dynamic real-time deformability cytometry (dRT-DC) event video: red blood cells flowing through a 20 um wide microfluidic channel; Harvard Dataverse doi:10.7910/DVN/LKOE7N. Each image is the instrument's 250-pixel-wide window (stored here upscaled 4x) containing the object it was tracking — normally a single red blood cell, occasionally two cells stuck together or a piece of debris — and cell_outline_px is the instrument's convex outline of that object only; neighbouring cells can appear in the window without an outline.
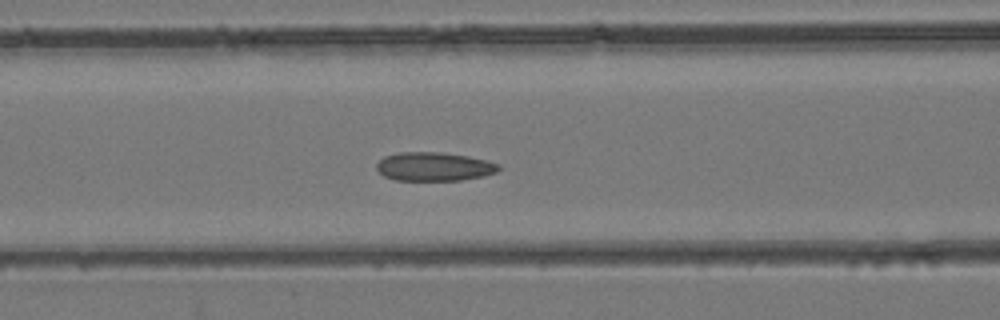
{"species": "common noctule bat (a hibernating species)", "species_latin": "Nyctalus noctula", "temperature_condition": "room temperature", "stored_images_in_passage": 36, "camera_frame_rate_fps": 3000, "um_per_image_px": 0.085, "animal": {"sex": "female", "body_mass_g": 24.6, "forearm_length_mm": 56.2}, "frame": {"image": 1, "passage_image": 10, "time_ms": 3.0, "image_size_px": [1000, 320], "cell_outline_px": [[500, 168], [496, 172], [484, 176], [460, 180], [396, 180], [384, 176], [376, 168], [376, 164], [384, 156], [400, 152], [440, 152], [468, 156], [500, 164]], "centroid_in_image_um": [36.89, 14.16], "position_along_channel_um": 129.7, "area_um2": 20.35}}
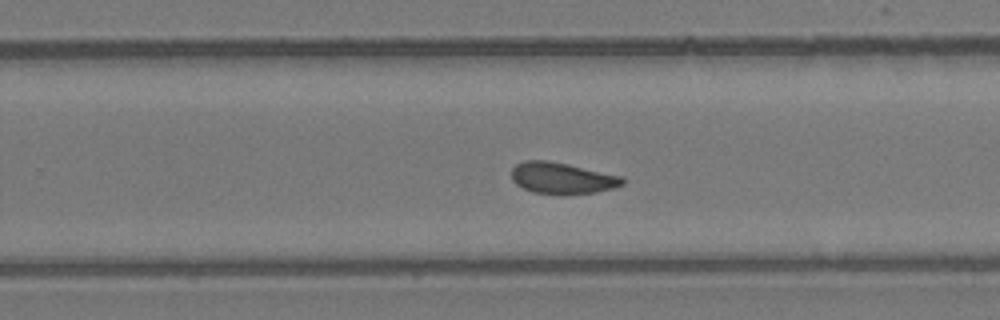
{"frame": {"image": 2, "passage_image": 20, "time_ms": 6.333, "image_size_px": [1000, 320], "cell_outline_px": [[624, 184], [612, 188], [596, 192], [560, 196], [532, 192], [516, 184], [512, 180], [512, 168], [516, 164], [524, 160], [548, 160], [568, 164], [624, 176]], "centroid_in_image_um": [47.78, 15.15], "position_along_channel_um": 282.0, "area_um2": 20.69}}
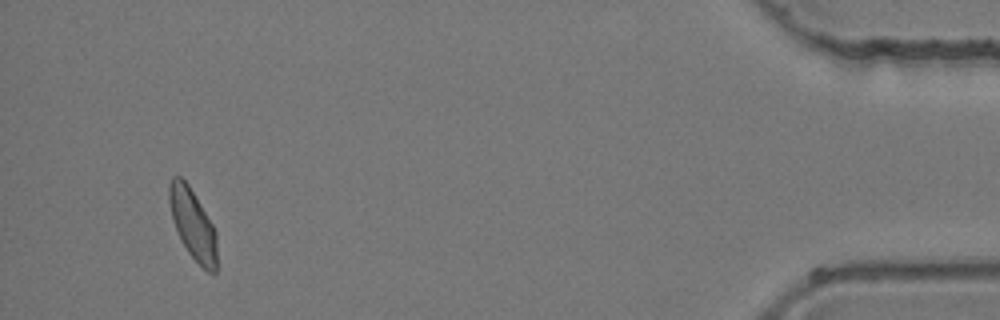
{"frame": {"image": 3, "passage_image": 34, "time_ms": 11.0, "image_size_px": [1000, 320], "cell_outline_px": [[216, 272], [208, 272], [188, 252], [172, 220], [168, 200], [168, 184], [172, 176], [180, 176], [188, 184], [212, 224], [216, 232]], "centroid_in_image_um": [16.36, 19.01], "position_along_channel_um": 418.8, "area_um2": 19.19}}